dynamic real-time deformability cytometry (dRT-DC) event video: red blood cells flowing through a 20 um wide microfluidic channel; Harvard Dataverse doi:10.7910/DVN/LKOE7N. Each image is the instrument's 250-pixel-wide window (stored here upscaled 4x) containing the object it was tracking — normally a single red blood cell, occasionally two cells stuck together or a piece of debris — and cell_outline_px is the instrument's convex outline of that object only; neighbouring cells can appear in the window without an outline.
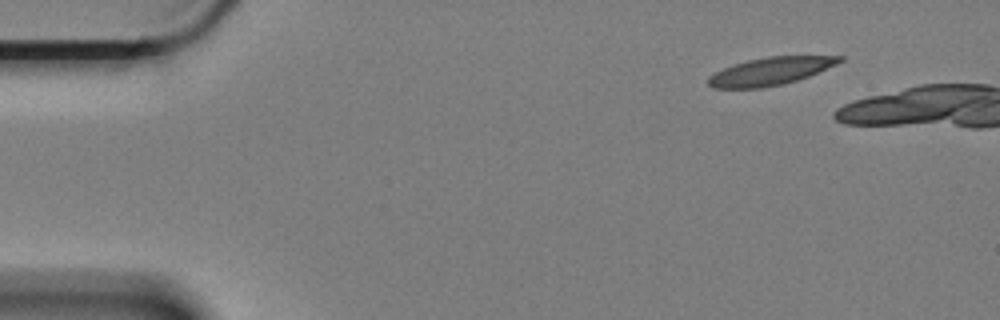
{"species": "Egyptian fruit bat (a non-hibernating species)", "species_latin": "Rousettus aegyptiacus", "temperature_condition": "cold", "stored_images_in_passage": 5, "camera_frame_rate_fps": 3000, "um_per_image_px": 0.085, "animal": {"sex": "female"}, "frame": {"image": 1, "passage_image": 1, "time_ms": 0.0, "image_size_px": [1000, 320], "cell_outline_px": [[844, 60], [836, 64], [808, 76], [796, 80], [764, 88], [712, 88], [708, 84], [708, 76], [732, 64], [748, 60], [768, 56], [844, 56]], "centroid_in_image_um": [65.45, 6.05], "position_along_channel_um": 19.5, "area_um2": 21.04}}